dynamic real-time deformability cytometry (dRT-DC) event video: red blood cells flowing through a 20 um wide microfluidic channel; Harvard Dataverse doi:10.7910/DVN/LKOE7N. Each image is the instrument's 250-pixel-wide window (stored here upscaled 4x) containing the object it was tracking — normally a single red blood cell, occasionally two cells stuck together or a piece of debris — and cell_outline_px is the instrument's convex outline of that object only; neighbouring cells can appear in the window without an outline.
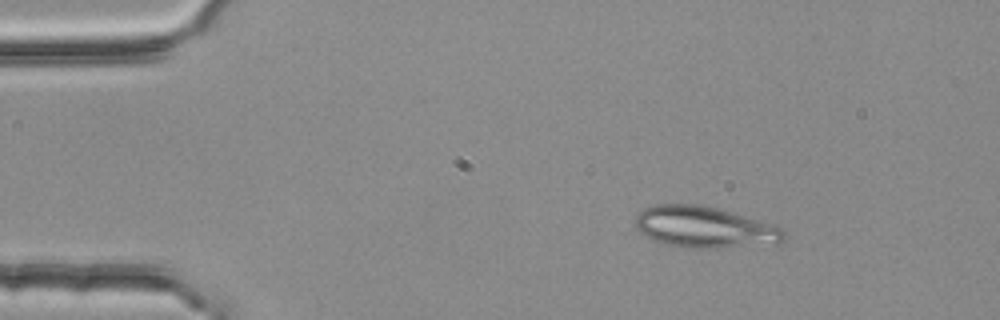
{"species": "common noctule bat (a hibernating species)", "species_latin": "Nyctalus noctula", "temperature_condition": "room temperature", "stored_images_in_passage": 2, "camera_frame_rate_fps": 3000, "um_per_image_px": 0.085, "animal": {"sex": "female", "body_mass_g": 25.1}, "frame": {"image": 1, "passage_image": 1, "time_ms": 0.0, "image_size_px": [1000, 320], "cell_outline_px": [[784, 240], [776, 244], [724, 248], [692, 248], [664, 244], [640, 232], [632, 224], [632, 220], [644, 208], [656, 204], [700, 204], [716, 208], [784, 228]], "centroid_in_image_um": [59.85, 19.32], "position_along_channel_um": 25.1, "area_um2": 35.78}}